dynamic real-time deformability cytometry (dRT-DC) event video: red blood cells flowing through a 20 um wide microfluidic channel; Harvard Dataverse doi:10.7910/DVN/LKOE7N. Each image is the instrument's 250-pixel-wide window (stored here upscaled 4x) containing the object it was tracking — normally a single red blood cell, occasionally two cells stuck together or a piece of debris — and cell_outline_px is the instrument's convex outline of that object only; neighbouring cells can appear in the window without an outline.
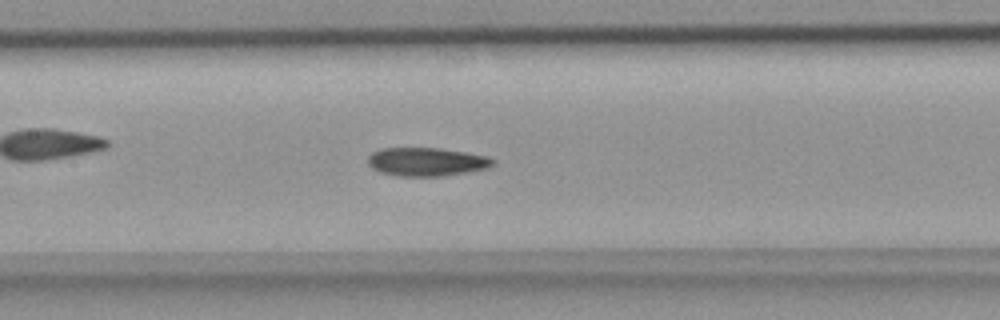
{"species": "common noctule bat (a hibernating species)", "species_latin": "Nyctalus noctula", "temperature_condition": "room temperature", "stored_images_in_passage": 47, "camera_frame_rate_fps": 3000, "um_per_image_px": 0.085, "animal": {"sex": "female", "body_mass_g": 18.4}, "frame": {"image": 1, "passage_image": 22, "time_ms": 7.0, "image_size_px": [1000, 320], "cell_outline_px": [[496, 164], [488, 168], [444, 176], [396, 176], [380, 172], [372, 168], [368, 164], [368, 156], [372, 152], [380, 148], [440, 148], [488, 156], [496, 160]], "centroid_in_image_um": [36.27, 13.75], "position_along_channel_um": 171.1, "area_um2": 20.92}}
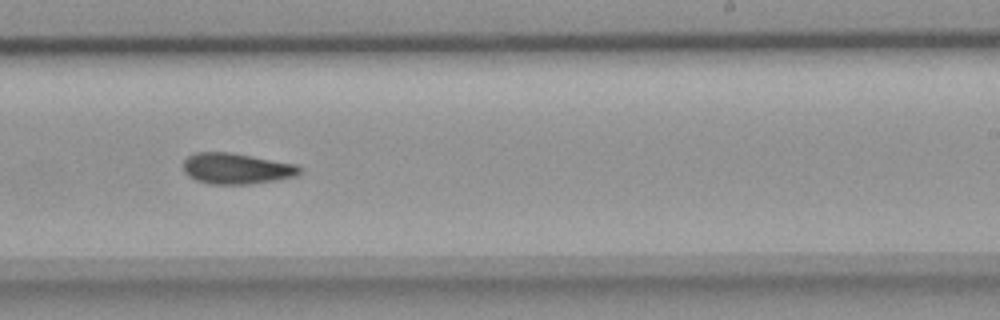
{"frame": {"image": 2, "passage_image": 29, "time_ms": 9.333, "image_size_px": [1000, 320], "cell_outline_px": [[304, 168], [296, 176], [276, 180], [248, 184], [208, 184], [196, 180], [188, 176], [184, 172], [184, 160], [192, 152], [232, 152], [296, 164]], "centroid_in_image_um": [20.1, 14.32], "position_along_channel_um": 268.9, "area_um2": 21.15}}
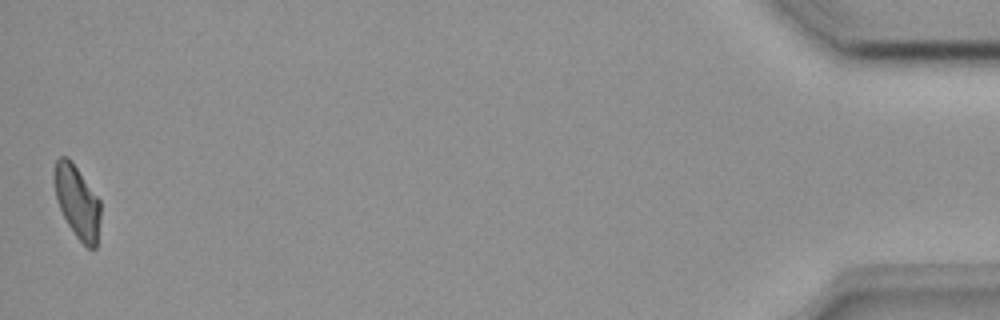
{"frame": {"image": 3, "passage_image": 47, "time_ms": 15.333, "image_size_px": [1000, 320], "cell_outline_px": [[100, 220], [96, 248], [88, 248], [76, 236], [68, 224], [60, 208], [56, 196], [52, 176], [52, 172], [56, 160], [60, 156], [68, 156], [72, 160], [100, 200]], "centroid_in_image_um": [6.55, 17.09], "position_along_channel_um": 428.7, "area_um2": 19.71}}